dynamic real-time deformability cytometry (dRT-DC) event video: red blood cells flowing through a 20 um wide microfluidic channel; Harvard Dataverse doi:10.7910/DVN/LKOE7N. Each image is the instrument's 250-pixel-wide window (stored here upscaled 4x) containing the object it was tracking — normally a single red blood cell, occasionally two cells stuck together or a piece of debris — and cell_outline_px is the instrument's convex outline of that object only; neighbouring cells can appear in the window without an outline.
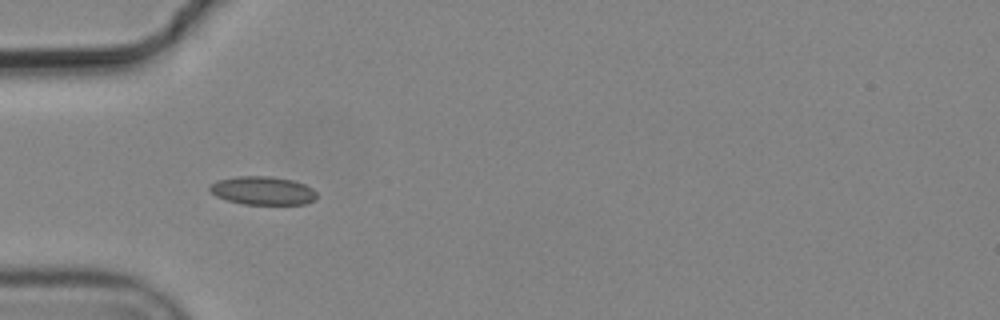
{"species": "common noctule bat (a hibernating species)", "species_latin": "Nyctalus noctula", "temperature_condition": "cold", "stored_images_in_passage": 8, "camera_frame_rate_fps": 3000, "um_per_image_px": 0.085, "animal": {"sex": "male", "body_mass_g": 19.2, "forearm_length_mm": 51.8}, "frame": {"image": 1, "passage_image": 5, "time_ms": 1.333, "image_size_px": [1000, 320], "cell_outline_px": [[316, 200], [304, 204], [244, 204], [228, 200], [216, 196], [208, 188], [216, 180], [236, 176], [272, 176], [292, 180], [304, 184], [312, 188], [316, 192]], "centroid_in_image_um": [22.34, 16.19], "position_along_channel_um": 62.7, "area_um2": 17.69}}
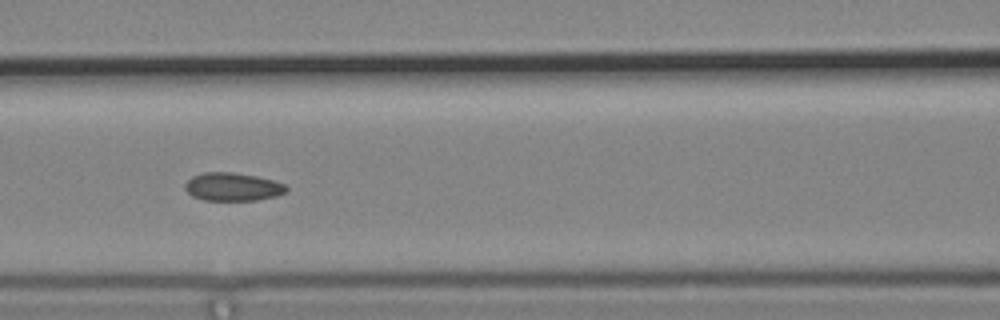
{"frame": {"image": 2, "passage_image": 7, "time_ms": 2.0, "image_size_px": [1000, 320], "cell_outline_px": [[288, 192], [276, 196], [256, 200], [204, 200], [192, 196], [184, 188], [184, 184], [192, 176], [204, 172], [232, 172], [256, 176], [272, 180], [284, 184], [288, 188]], "centroid_in_image_um": [19.77, 15.88], "position_along_channel_um": 146.8, "area_um2": 16.65}}
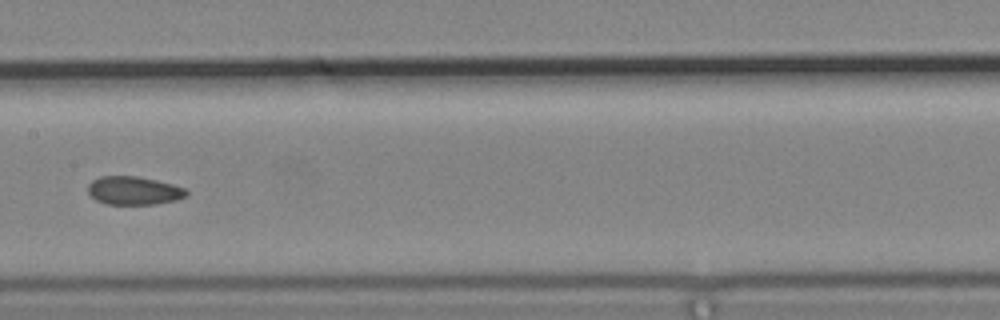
{"frame": {"image": 3, "passage_image": 8, "time_ms": 2.333, "image_size_px": [1000, 320], "cell_outline_px": [[188, 196], [176, 200], [156, 204], [104, 204], [96, 200], [88, 192], [88, 184], [92, 180], [100, 176], [136, 176], [156, 180], [172, 184], [184, 188], [188, 192]], "centroid_in_image_um": [11.37, 16.2], "position_along_channel_um": 196.0, "area_um2": 16.3}}